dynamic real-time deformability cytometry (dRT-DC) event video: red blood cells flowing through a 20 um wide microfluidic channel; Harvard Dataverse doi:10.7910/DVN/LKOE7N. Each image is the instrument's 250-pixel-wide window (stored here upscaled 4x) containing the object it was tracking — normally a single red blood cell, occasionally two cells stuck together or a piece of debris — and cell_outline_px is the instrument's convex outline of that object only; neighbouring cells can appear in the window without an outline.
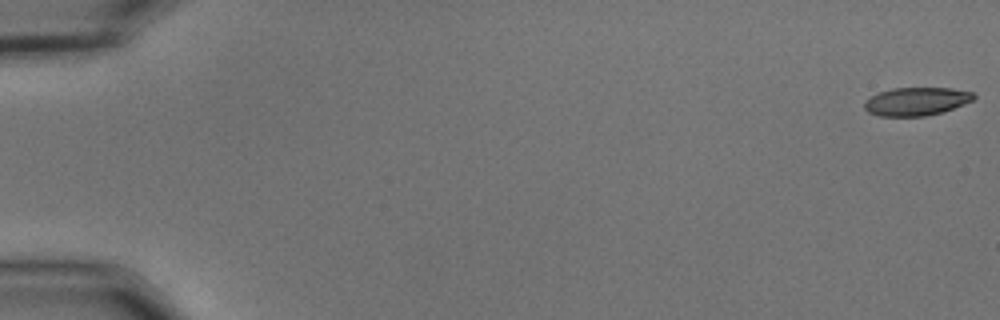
{"species": "common noctule bat (a hibernating species)", "species_latin": "Nyctalus noctula", "temperature_condition": "cold", "stored_images_in_passage": 56, "camera_frame_rate_fps": 3000, "um_per_image_px": 0.085, "animal": {"sex": "male", "body_mass_g": 15.6}, "frame": {"image": 1, "passage_image": 1, "time_ms": 0.0, "image_size_px": [1000, 320], "cell_outline_px": [[976, 96], [972, 100], [964, 104], [940, 112], [924, 116], [880, 116], [868, 112], [864, 108], [864, 100], [880, 92], [892, 88], [952, 88], [972, 92]], "centroid_in_image_um": [77.86, 8.61], "position_along_channel_um": 7.1, "area_um2": 17.8}}
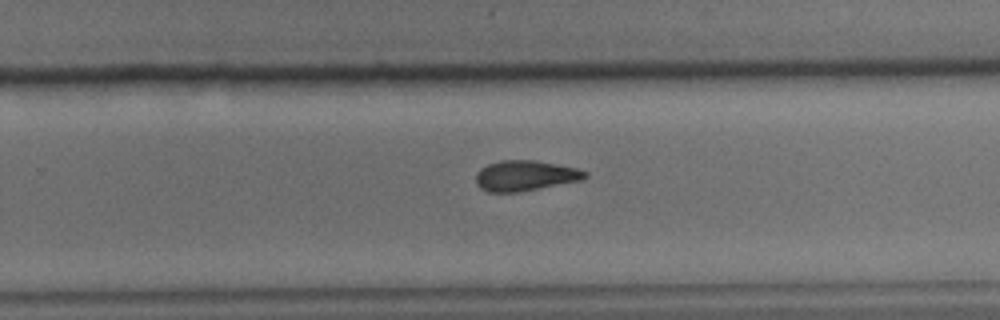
{"frame": {"image": 2, "passage_image": 37, "time_ms": 12.0, "image_size_px": [1000, 320], "cell_outline_px": [[588, 176], [580, 180], [516, 192], [488, 192], [480, 188], [476, 184], [476, 172], [480, 168], [488, 164], [500, 160], [532, 160], [576, 168], [588, 172]], "centroid_in_image_um": [44.58, 14.92], "position_along_channel_um": 285.2, "area_um2": 19.07}}
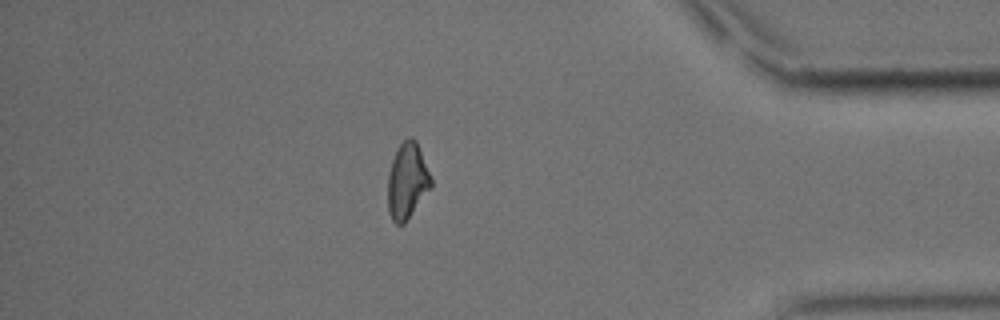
{"frame": {"image": 3, "passage_image": 49, "time_ms": 16.0, "image_size_px": [1000, 320], "cell_outline_px": [[432, 188], [404, 224], [396, 224], [392, 220], [388, 212], [388, 172], [396, 148], [408, 136], [412, 136], [416, 140], [420, 148], [432, 176]], "centroid_in_image_um": [34.63, 15.36], "position_along_channel_um": 400.6, "area_um2": 19.59}, "authors_computed_cell_mechanics": {"area_um2": 19.3919, "velocity_mm_per_s": 3.6535, "shape_relaxation_time_tau1_ms": 6.8982, "shape_relaxation_time_tau2_ms": 7.1133, "deformation_change_tau1": 0.1727, "deformation_change_tau2": 0.1699}}